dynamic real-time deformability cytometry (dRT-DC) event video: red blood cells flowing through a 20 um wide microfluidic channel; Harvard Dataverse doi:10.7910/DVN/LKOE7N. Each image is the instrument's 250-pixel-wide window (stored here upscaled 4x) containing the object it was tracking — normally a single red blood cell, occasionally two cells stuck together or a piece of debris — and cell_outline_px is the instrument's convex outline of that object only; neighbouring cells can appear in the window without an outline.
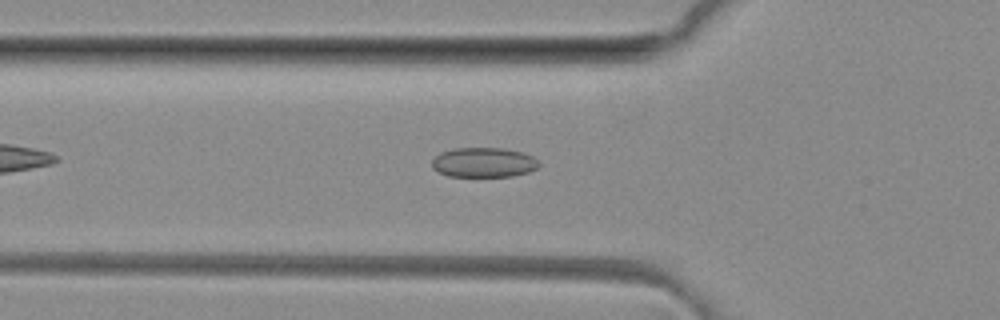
{"species": "common noctule bat (a hibernating species)", "species_latin": "Nyctalus noctula", "temperature_condition": "room temperature", "stored_images_in_passage": 39, "camera_frame_rate_fps": 3000, "um_per_image_px": 0.085, "animal": {"sex": "female", "body_mass_g": 29.2, "forearm_length_mm": 56.3}, "frame": {"image": 1, "passage_image": 7, "time_ms": 2.0, "image_size_px": [1000, 320], "cell_outline_px": [[540, 164], [536, 168], [528, 172], [512, 176], [448, 176], [432, 168], [432, 160], [440, 152], [452, 148], [504, 148], [520, 152], [532, 156]], "centroid_in_image_um": [41.08, 13.8], "position_along_channel_um": 84.7, "area_um2": 18.44}}
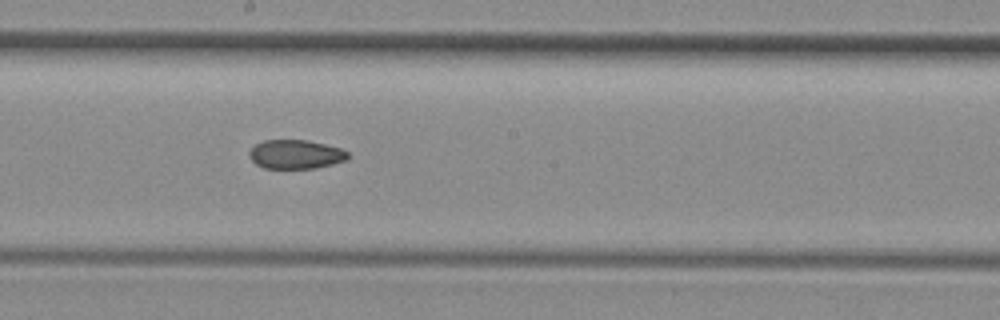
{"frame": {"image": 2, "passage_image": 17, "time_ms": 5.333, "image_size_px": [1000, 320], "cell_outline_px": [[348, 160], [316, 168], [264, 168], [256, 164], [248, 156], [248, 152], [256, 144], [264, 140], [308, 140], [340, 148], [348, 152]], "centroid_in_image_um": [25.13, 13.12], "position_along_channel_um": 223.1, "area_um2": 16.65}}
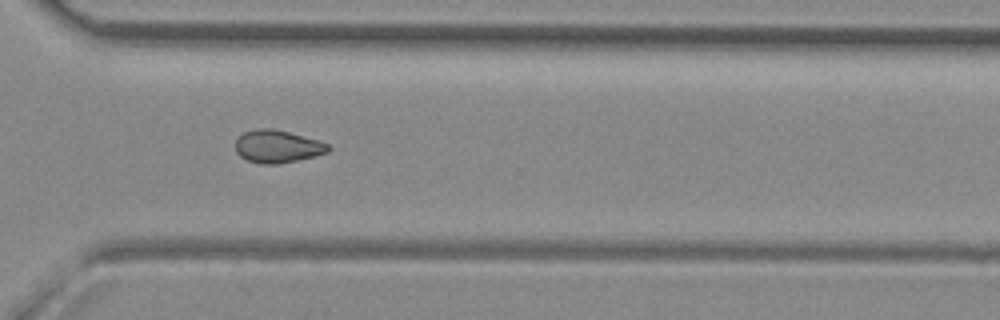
{"frame": {"image": 3, "passage_image": 26, "time_ms": 8.333, "image_size_px": [1000, 320], "cell_outline_px": [[332, 148], [328, 152], [316, 156], [276, 164], [260, 164], [248, 160], [240, 156], [236, 152], [236, 140], [244, 132], [256, 128], [272, 128], [320, 140], [328, 144]], "centroid_in_image_um": [23.6, 12.44], "position_along_channel_um": 347.0, "area_um2": 17.69}}